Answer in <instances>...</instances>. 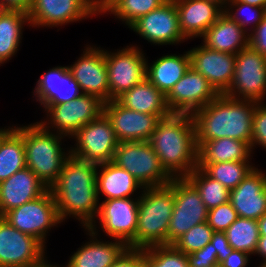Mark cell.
<instances>
[{
  "label": "cell",
  "instance_id": "cell-9",
  "mask_svg": "<svg viewBox=\"0 0 266 267\" xmlns=\"http://www.w3.org/2000/svg\"><path fill=\"white\" fill-rule=\"evenodd\" d=\"M73 137L77 147L71 148L68 154L97 165L112 161L119 143L104 114L81 127Z\"/></svg>",
  "mask_w": 266,
  "mask_h": 267
},
{
  "label": "cell",
  "instance_id": "cell-6",
  "mask_svg": "<svg viewBox=\"0 0 266 267\" xmlns=\"http://www.w3.org/2000/svg\"><path fill=\"white\" fill-rule=\"evenodd\" d=\"M112 162L127 170L143 187L168 185L173 179L161 166L149 141L119 142Z\"/></svg>",
  "mask_w": 266,
  "mask_h": 267
},
{
  "label": "cell",
  "instance_id": "cell-24",
  "mask_svg": "<svg viewBox=\"0 0 266 267\" xmlns=\"http://www.w3.org/2000/svg\"><path fill=\"white\" fill-rule=\"evenodd\" d=\"M80 90V85L73 78L69 67L59 66L41 75L34 93L45 108L47 105H58L76 99L83 94Z\"/></svg>",
  "mask_w": 266,
  "mask_h": 267
},
{
  "label": "cell",
  "instance_id": "cell-53",
  "mask_svg": "<svg viewBox=\"0 0 266 267\" xmlns=\"http://www.w3.org/2000/svg\"><path fill=\"white\" fill-rule=\"evenodd\" d=\"M107 0H92L94 6L99 9Z\"/></svg>",
  "mask_w": 266,
  "mask_h": 267
},
{
  "label": "cell",
  "instance_id": "cell-42",
  "mask_svg": "<svg viewBox=\"0 0 266 267\" xmlns=\"http://www.w3.org/2000/svg\"><path fill=\"white\" fill-rule=\"evenodd\" d=\"M189 267H219L217 252L210 242L202 249L187 254Z\"/></svg>",
  "mask_w": 266,
  "mask_h": 267
},
{
  "label": "cell",
  "instance_id": "cell-13",
  "mask_svg": "<svg viewBox=\"0 0 266 267\" xmlns=\"http://www.w3.org/2000/svg\"><path fill=\"white\" fill-rule=\"evenodd\" d=\"M129 28L148 42L158 45H173L186 39L180 30L174 0H167L160 7L139 17Z\"/></svg>",
  "mask_w": 266,
  "mask_h": 267
},
{
  "label": "cell",
  "instance_id": "cell-8",
  "mask_svg": "<svg viewBox=\"0 0 266 267\" xmlns=\"http://www.w3.org/2000/svg\"><path fill=\"white\" fill-rule=\"evenodd\" d=\"M265 94L266 56L248 45L236 54L232 84L224 95L260 103Z\"/></svg>",
  "mask_w": 266,
  "mask_h": 267
},
{
  "label": "cell",
  "instance_id": "cell-11",
  "mask_svg": "<svg viewBox=\"0 0 266 267\" xmlns=\"http://www.w3.org/2000/svg\"><path fill=\"white\" fill-rule=\"evenodd\" d=\"M108 72L110 101L132 89L146 78V58L138 47L123 48L116 53L104 51Z\"/></svg>",
  "mask_w": 266,
  "mask_h": 267
},
{
  "label": "cell",
  "instance_id": "cell-22",
  "mask_svg": "<svg viewBox=\"0 0 266 267\" xmlns=\"http://www.w3.org/2000/svg\"><path fill=\"white\" fill-rule=\"evenodd\" d=\"M45 186L28 167L0 183V217L6 212L44 195Z\"/></svg>",
  "mask_w": 266,
  "mask_h": 267
},
{
  "label": "cell",
  "instance_id": "cell-7",
  "mask_svg": "<svg viewBox=\"0 0 266 267\" xmlns=\"http://www.w3.org/2000/svg\"><path fill=\"white\" fill-rule=\"evenodd\" d=\"M174 208L167 232V245H173L193 226L207 222L208 209L199 191L186 178H173Z\"/></svg>",
  "mask_w": 266,
  "mask_h": 267
},
{
  "label": "cell",
  "instance_id": "cell-45",
  "mask_svg": "<svg viewBox=\"0 0 266 267\" xmlns=\"http://www.w3.org/2000/svg\"><path fill=\"white\" fill-rule=\"evenodd\" d=\"M142 258V249L127 248L111 267H134Z\"/></svg>",
  "mask_w": 266,
  "mask_h": 267
},
{
  "label": "cell",
  "instance_id": "cell-19",
  "mask_svg": "<svg viewBox=\"0 0 266 267\" xmlns=\"http://www.w3.org/2000/svg\"><path fill=\"white\" fill-rule=\"evenodd\" d=\"M190 67L208 80L219 95L225 94L235 71V54L219 52L199 46L189 50Z\"/></svg>",
  "mask_w": 266,
  "mask_h": 267
},
{
  "label": "cell",
  "instance_id": "cell-36",
  "mask_svg": "<svg viewBox=\"0 0 266 267\" xmlns=\"http://www.w3.org/2000/svg\"><path fill=\"white\" fill-rule=\"evenodd\" d=\"M186 178L199 191L208 210L229 201L230 191L219 181L208 176L201 168L196 167Z\"/></svg>",
  "mask_w": 266,
  "mask_h": 267
},
{
  "label": "cell",
  "instance_id": "cell-50",
  "mask_svg": "<svg viewBox=\"0 0 266 267\" xmlns=\"http://www.w3.org/2000/svg\"><path fill=\"white\" fill-rule=\"evenodd\" d=\"M256 7H263L266 9V0H237Z\"/></svg>",
  "mask_w": 266,
  "mask_h": 267
},
{
  "label": "cell",
  "instance_id": "cell-44",
  "mask_svg": "<svg viewBox=\"0 0 266 267\" xmlns=\"http://www.w3.org/2000/svg\"><path fill=\"white\" fill-rule=\"evenodd\" d=\"M211 243L213 244V250L217 252L219 264L226 259L233 250V248L229 245L225 232H213Z\"/></svg>",
  "mask_w": 266,
  "mask_h": 267
},
{
  "label": "cell",
  "instance_id": "cell-14",
  "mask_svg": "<svg viewBox=\"0 0 266 267\" xmlns=\"http://www.w3.org/2000/svg\"><path fill=\"white\" fill-rule=\"evenodd\" d=\"M44 245L36 237L23 233L0 217V266L23 267L44 256Z\"/></svg>",
  "mask_w": 266,
  "mask_h": 267
},
{
  "label": "cell",
  "instance_id": "cell-10",
  "mask_svg": "<svg viewBox=\"0 0 266 267\" xmlns=\"http://www.w3.org/2000/svg\"><path fill=\"white\" fill-rule=\"evenodd\" d=\"M19 231L36 237L43 244L48 229L61 223L55 199L50 190L2 216Z\"/></svg>",
  "mask_w": 266,
  "mask_h": 267
},
{
  "label": "cell",
  "instance_id": "cell-2",
  "mask_svg": "<svg viewBox=\"0 0 266 267\" xmlns=\"http://www.w3.org/2000/svg\"><path fill=\"white\" fill-rule=\"evenodd\" d=\"M256 102L232 99L218 95L203 108L194 111L196 144L199 148L205 141L231 138L252 144L253 115Z\"/></svg>",
  "mask_w": 266,
  "mask_h": 267
},
{
  "label": "cell",
  "instance_id": "cell-55",
  "mask_svg": "<svg viewBox=\"0 0 266 267\" xmlns=\"http://www.w3.org/2000/svg\"><path fill=\"white\" fill-rule=\"evenodd\" d=\"M7 129H0V136L6 131Z\"/></svg>",
  "mask_w": 266,
  "mask_h": 267
},
{
  "label": "cell",
  "instance_id": "cell-46",
  "mask_svg": "<svg viewBox=\"0 0 266 267\" xmlns=\"http://www.w3.org/2000/svg\"><path fill=\"white\" fill-rule=\"evenodd\" d=\"M249 256L250 254L243 251L232 250L227 258L219 264V267H246Z\"/></svg>",
  "mask_w": 266,
  "mask_h": 267
},
{
  "label": "cell",
  "instance_id": "cell-21",
  "mask_svg": "<svg viewBox=\"0 0 266 267\" xmlns=\"http://www.w3.org/2000/svg\"><path fill=\"white\" fill-rule=\"evenodd\" d=\"M229 201L238 217L258 220L266 213V175L254 167L244 180L230 191Z\"/></svg>",
  "mask_w": 266,
  "mask_h": 267
},
{
  "label": "cell",
  "instance_id": "cell-39",
  "mask_svg": "<svg viewBox=\"0 0 266 267\" xmlns=\"http://www.w3.org/2000/svg\"><path fill=\"white\" fill-rule=\"evenodd\" d=\"M238 218L230 201L208 210L207 223L214 232H225Z\"/></svg>",
  "mask_w": 266,
  "mask_h": 267
},
{
  "label": "cell",
  "instance_id": "cell-17",
  "mask_svg": "<svg viewBox=\"0 0 266 267\" xmlns=\"http://www.w3.org/2000/svg\"><path fill=\"white\" fill-rule=\"evenodd\" d=\"M27 14L33 27H54L98 14V9L92 0H33Z\"/></svg>",
  "mask_w": 266,
  "mask_h": 267
},
{
  "label": "cell",
  "instance_id": "cell-20",
  "mask_svg": "<svg viewBox=\"0 0 266 267\" xmlns=\"http://www.w3.org/2000/svg\"><path fill=\"white\" fill-rule=\"evenodd\" d=\"M138 202L131 197L103 201L97 215L103 232L127 245L136 234Z\"/></svg>",
  "mask_w": 266,
  "mask_h": 267
},
{
  "label": "cell",
  "instance_id": "cell-49",
  "mask_svg": "<svg viewBox=\"0 0 266 267\" xmlns=\"http://www.w3.org/2000/svg\"><path fill=\"white\" fill-rule=\"evenodd\" d=\"M260 236H266V213H264L258 220Z\"/></svg>",
  "mask_w": 266,
  "mask_h": 267
},
{
  "label": "cell",
  "instance_id": "cell-40",
  "mask_svg": "<svg viewBox=\"0 0 266 267\" xmlns=\"http://www.w3.org/2000/svg\"><path fill=\"white\" fill-rule=\"evenodd\" d=\"M227 4L229 5L228 8H230V9L234 8L236 6L237 9H235V10H237V11H236V13H231V11L228 8H226L224 10L225 14H227L233 21L237 22L244 30L245 29L247 30V28L245 26H247V24H250V23L254 24L255 26L253 25V27L256 28L258 26V24L262 21L263 16L266 12V9L263 7L252 6L250 4H246V3H243V2L237 1V0H229L227 2ZM246 9L247 10L251 9V12H247L249 18L243 19V16H242V18L239 17L240 13H237V12L241 11V12L246 13V11H245Z\"/></svg>",
  "mask_w": 266,
  "mask_h": 267
},
{
  "label": "cell",
  "instance_id": "cell-43",
  "mask_svg": "<svg viewBox=\"0 0 266 267\" xmlns=\"http://www.w3.org/2000/svg\"><path fill=\"white\" fill-rule=\"evenodd\" d=\"M249 36V46L258 51L261 55L266 56V12L262 21L256 28L252 29Z\"/></svg>",
  "mask_w": 266,
  "mask_h": 267
},
{
  "label": "cell",
  "instance_id": "cell-56",
  "mask_svg": "<svg viewBox=\"0 0 266 267\" xmlns=\"http://www.w3.org/2000/svg\"><path fill=\"white\" fill-rule=\"evenodd\" d=\"M259 267H266V263H263V264L260 265Z\"/></svg>",
  "mask_w": 266,
  "mask_h": 267
},
{
  "label": "cell",
  "instance_id": "cell-51",
  "mask_svg": "<svg viewBox=\"0 0 266 267\" xmlns=\"http://www.w3.org/2000/svg\"><path fill=\"white\" fill-rule=\"evenodd\" d=\"M44 259L45 258H43L42 260H40L39 262H37L35 264H31V265L23 266V267H57L56 265L53 266L51 264H48V262L46 263V261Z\"/></svg>",
  "mask_w": 266,
  "mask_h": 267
},
{
  "label": "cell",
  "instance_id": "cell-5",
  "mask_svg": "<svg viewBox=\"0 0 266 267\" xmlns=\"http://www.w3.org/2000/svg\"><path fill=\"white\" fill-rule=\"evenodd\" d=\"M45 123L47 121L14 128L23 136L26 167L50 189L57 181L70 154L66 155L60 146L64 136L53 134Z\"/></svg>",
  "mask_w": 266,
  "mask_h": 267
},
{
  "label": "cell",
  "instance_id": "cell-47",
  "mask_svg": "<svg viewBox=\"0 0 266 267\" xmlns=\"http://www.w3.org/2000/svg\"><path fill=\"white\" fill-rule=\"evenodd\" d=\"M33 0H0L3 10H19L28 13Z\"/></svg>",
  "mask_w": 266,
  "mask_h": 267
},
{
  "label": "cell",
  "instance_id": "cell-37",
  "mask_svg": "<svg viewBox=\"0 0 266 267\" xmlns=\"http://www.w3.org/2000/svg\"><path fill=\"white\" fill-rule=\"evenodd\" d=\"M150 267H189L187 255L174 245H155L142 249Z\"/></svg>",
  "mask_w": 266,
  "mask_h": 267
},
{
  "label": "cell",
  "instance_id": "cell-25",
  "mask_svg": "<svg viewBox=\"0 0 266 267\" xmlns=\"http://www.w3.org/2000/svg\"><path fill=\"white\" fill-rule=\"evenodd\" d=\"M86 229L94 240L91 239L90 242L78 248L77 252L70 257L66 267H111L128 248L123 241H117V239L113 243L97 240L95 226Z\"/></svg>",
  "mask_w": 266,
  "mask_h": 267
},
{
  "label": "cell",
  "instance_id": "cell-34",
  "mask_svg": "<svg viewBox=\"0 0 266 267\" xmlns=\"http://www.w3.org/2000/svg\"><path fill=\"white\" fill-rule=\"evenodd\" d=\"M249 161H230L211 164H198L212 179L219 181L229 191L235 189L254 168Z\"/></svg>",
  "mask_w": 266,
  "mask_h": 267
},
{
  "label": "cell",
  "instance_id": "cell-16",
  "mask_svg": "<svg viewBox=\"0 0 266 267\" xmlns=\"http://www.w3.org/2000/svg\"><path fill=\"white\" fill-rule=\"evenodd\" d=\"M103 114L110 121L119 142L150 141L161 120L158 115L128 109L117 100L104 103Z\"/></svg>",
  "mask_w": 266,
  "mask_h": 267
},
{
  "label": "cell",
  "instance_id": "cell-12",
  "mask_svg": "<svg viewBox=\"0 0 266 267\" xmlns=\"http://www.w3.org/2000/svg\"><path fill=\"white\" fill-rule=\"evenodd\" d=\"M104 102L98 97L82 94L76 99L58 105H47L49 123L63 136H73L81 127L103 114Z\"/></svg>",
  "mask_w": 266,
  "mask_h": 267
},
{
  "label": "cell",
  "instance_id": "cell-26",
  "mask_svg": "<svg viewBox=\"0 0 266 267\" xmlns=\"http://www.w3.org/2000/svg\"><path fill=\"white\" fill-rule=\"evenodd\" d=\"M246 34L247 31L224 12L202 36L203 45L215 51L236 55L249 45V36Z\"/></svg>",
  "mask_w": 266,
  "mask_h": 267
},
{
  "label": "cell",
  "instance_id": "cell-18",
  "mask_svg": "<svg viewBox=\"0 0 266 267\" xmlns=\"http://www.w3.org/2000/svg\"><path fill=\"white\" fill-rule=\"evenodd\" d=\"M68 67L83 94L98 97L104 103L110 101L104 50L89 46L83 51V55Z\"/></svg>",
  "mask_w": 266,
  "mask_h": 267
},
{
  "label": "cell",
  "instance_id": "cell-3",
  "mask_svg": "<svg viewBox=\"0 0 266 267\" xmlns=\"http://www.w3.org/2000/svg\"><path fill=\"white\" fill-rule=\"evenodd\" d=\"M161 166L172 178L187 177L198 165V147L191 114L161 119L150 141Z\"/></svg>",
  "mask_w": 266,
  "mask_h": 267
},
{
  "label": "cell",
  "instance_id": "cell-48",
  "mask_svg": "<svg viewBox=\"0 0 266 267\" xmlns=\"http://www.w3.org/2000/svg\"><path fill=\"white\" fill-rule=\"evenodd\" d=\"M254 254L261 255L262 258H264V263H266V236L259 237L257 248Z\"/></svg>",
  "mask_w": 266,
  "mask_h": 267
},
{
  "label": "cell",
  "instance_id": "cell-31",
  "mask_svg": "<svg viewBox=\"0 0 266 267\" xmlns=\"http://www.w3.org/2000/svg\"><path fill=\"white\" fill-rule=\"evenodd\" d=\"M26 167L23 136L7 129L0 136V183Z\"/></svg>",
  "mask_w": 266,
  "mask_h": 267
},
{
  "label": "cell",
  "instance_id": "cell-32",
  "mask_svg": "<svg viewBox=\"0 0 266 267\" xmlns=\"http://www.w3.org/2000/svg\"><path fill=\"white\" fill-rule=\"evenodd\" d=\"M25 22H29V17L23 11L3 10L0 13V65L17 52Z\"/></svg>",
  "mask_w": 266,
  "mask_h": 267
},
{
  "label": "cell",
  "instance_id": "cell-38",
  "mask_svg": "<svg viewBox=\"0 0 266 267\" xmlns=\"http://www.w3.org/2000/svg\"><path fill=\"white\" fill-rule=\"evenodd\" d=\"M213 232L208 223L203 222L190 228L173 245L186 255L191 254L210 243Z\"/></svg>",
  "mask_w": 266,
  "mask_h": 267
},
{
  "label": "cell",
  "instance_id": "cell-27",
  "mask_svg": "<svg viewBox=\"0 0 266 267\" xmlns=\"http://www.w3.org/2000/svg\"><path fill=\"white\" fill-rule=\"evenodd\" d=\"M124 107L140 113L158 115L161 119L172 114L166 96L147 78L116 99Z\"/></svg>",
  "mask_w": 266,
  "mask_h": 267
},
{
  "label": "cell",
  "instance_id": "cell-35",
  "mask_svg": "<svg viewBox=\"0 0 266 267\" xmlns=\"http://www.w3.org/2000/svg\"><path fill=\"white\" fill-rule=\"evenodd\" d=\"M233 250L254 254L260 237L257 220L238 217L225 231Z\"/></svg>",
  "mask_w": 266,
  "mask_h": 267
},
{
  "label": "cell",
  "instance_id": "cell-15",
  "mask_svg": "<svg viewBox=\"0 0 266 267\" xmlns=\"http://www.w3.org/2000/svg\"><path fill=\"white\" fill-rule=\"evenodd\" d=\"M218 95L208 80L190 67L166 95V102L172 113L192 114Z\"/></svg>",
  "mask_w": 266,
  "mask_h": 267
},
{
  "label": "cell",
  "instance_id": "cell-28",
  "mask_svg": "<svg viewBox=\"0 0 266 267\" xmlns=\"http://www.w3.org/2000/svg\"><path fill=\"white\" fill-rule=\"evenodd\" d=\"M102 171L97 172V195L100 193L106 196L105 200L116 198H130L137 188L144 189L143 185L127 170L118 167L112 161L99 164L98 168Z\"/></svg>",
  "mask_w": 266,
  "mask_h": 267
},
{
  "label": "cell",
  "instance_id": "cell-33",
  "mask_svg": "<svg viewBox=\"0 0 266 267\" xmlns=\"http://www.w3.org/2000/svg\"><path fill=\"white\" fill-rule=\"evenodd\" d=\"M167 0H107L99 9V13L111 12L128 27L139 17L160 7Z\"/></svg>",
  "mask_w": 266,
  "mask_h": 267
},
{
  "label": "cell",
  "instance_id": "cell-1",
  "mask_svg": "<svg viewBox=\"0 0 266 267\" xmlns=\"http://www.w3.org/2000/svg\"><path fill=\"white\" fill-rule=\"evenodd\" d=\"M97 167L95 163L71 155L65 160L57 181L49 189L62 222L69 214L81 220L86 228L96 226L94 216L99 212Z\"/></svg>",
  "mask_w": 266,
  "mask_h": 267
},
{
  "label": "cell",
  "instance_id": "cell-23",
  "mask_svg": "<svg viewBox=\"0 0 266 267\" xmlns=\"http://www.w3.org/2000/svg\"><path fill=\"white\" fill-rule=\"evenodd\" d=\"M182 35L188 39L202 37L224 13L223 6L213 0H174Z\"/></svg>",
  "mask_w": 266,
  "mask_h": 267
},
{
  "label": "cell",
  "instance_id": "cell-29",
  "mask_svg": "<svg viewBox=\"0 0 266 267\" xmlns=\"http://www.w3.org/2000/svg\"><path fill=\"white\" fill-rule=\"evenodd\" d=\"M190 68V56L165 55L158 58L152 65L146 63V78L165 96Z\"/></svg>",
  "mask_w": 266,
  "mask_h": 267
},
{
  "label": "cell",
  "instance_id": "cell-41",
  "mask_svg": "<svg viewBox=\"0 0 266 267\" xmlns=\"http://www.w3.org/2000/svg\"><path fill=\"white\" fill-rule=\"evenodd\" d=\"M261 103L263 102H256L254 109L251 149H254L256 144L266 148V105Z\"/></svg>",
  "mask_w": 266,
  "mask_h": 267
},
{
  "label": "cell",
  "instance_id": "cell-30",
  "mask_svg": "<svg viewBox=\"0 0 266 267\" xmlns=\"http://www.w3.org/2000/svg\"><path fill=\"white\" fill-rule=\"evenodd\" d=\"M251 151V147L241 140L220 138L205 141L198 148V164L248 161Z\"/></svg>",
  "mask_w": 266,
  "mask_h": 267
},
{
  "label": "cell",
  "instance_id": "cell-4",
  "mask_svg": "<svg viewBox=\"0 0 266 267\" xmlns=\"http://www.w3.org/2000/svg\"><path fill=\"white\" fill-rule=\"evenodd\" d=\"M135 237L127 244L131 249L167 245V232L174 208V191L169 185L144 187L139 196Z\"/></svg>",
  "mask_w": 266,
  "mask_h": 267
},
{
  "label": "cell",
  "instance_id": "cell-52",
  "mask_svg": "<svg viewBox=\"0 0 266 267\" xmlns=\"http://www.w3.org/2000/svg\"><path fill=\"white\" fill-rule=\"evenodd\" d=\"M134 267H150V264L142 258Z\"/></svg>",
  "mask_w": 266,
  "mask_h": 267
},
{
  "label": "cell",
  "instance_id": "cell-54",
  "mask_svg": "<svg viewBox=\"0 0 266 267\" xmlns=\"http://www.w3.org/2000/svg\"><path fill=\"white\" fill-rule=\"evenodd\" d=\"M213 1H216L217 3H219L220 5H223V8L225 9L226 4L229 0H213ZM225 5V6H224Z\"/></svg>",
  "mask_w": 266,
  "mask_h": 267
}]
</instances>
